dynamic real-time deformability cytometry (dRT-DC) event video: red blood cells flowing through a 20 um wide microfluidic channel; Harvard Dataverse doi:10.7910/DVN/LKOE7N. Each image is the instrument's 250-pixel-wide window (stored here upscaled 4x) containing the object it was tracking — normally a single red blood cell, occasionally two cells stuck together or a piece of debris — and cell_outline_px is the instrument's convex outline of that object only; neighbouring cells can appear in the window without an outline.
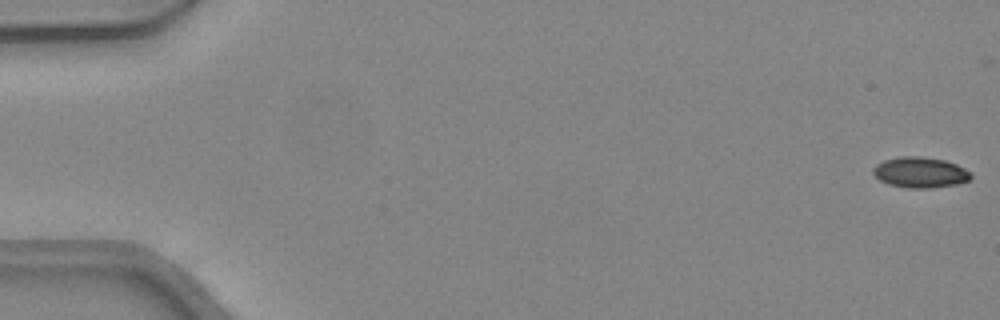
{"species": "common noctule bat (a hibernating species)", "species_latin": "Nyctalus noctula", "temperature_condition": "warm", "stored_images_in_passage": 48, "camera_frame_rate_fps": 3000, "um_per_image_px": 0.085, "animal": {"sex": "female", "body_mass_g": 24.6, "forearm_length_mm": 56.2}, "frame": {"image": 1, "passage_image": 1, "time_ms": 0.0, "image_size_px": [1000, 320], "cell_outline_px": [[972, 176], [968, 180], [956, 184], [928, 188], [908, 188], [888, 184], [880, 180], [872, 172], [872, 168], [876, 164], [884, 160], [900, 156], [920, 156], [944, 160], [956, 164], [972, 172]], "centroid_in_image_um": [78.2, 14.64], "position_along_channel_um": 6.8, "area_um2": 17.46}}
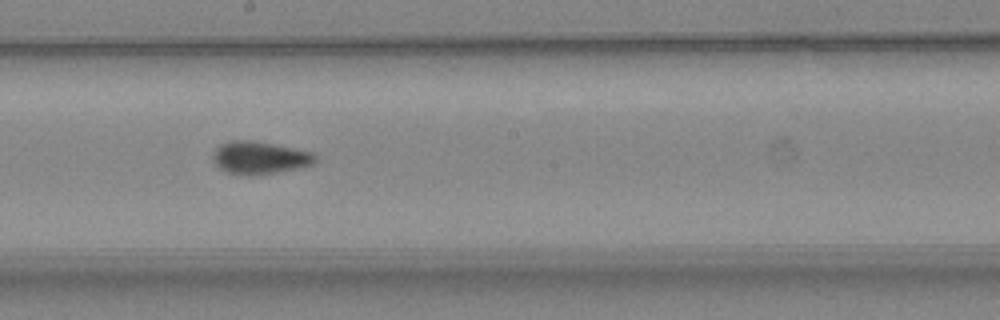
{"frame": {"image": 2, "passage_image": 27, "time_ms": 8.667, "image_size_px": [1000, 320], "cell_outline_px": [[316, 160], [312, 164], [300, 168], [252, 176], [248, 176], [228, 172], [220, 168], [212, 160], [212, 156], [216, 148], [220, 144], [232, 140], [248, 140], [272, 144], [312, 152], [316, 156]], "centroid_in_image_um": [22.05, 13.41], "position_along_channel_um": 226.2, "area_um2": 19.31}}
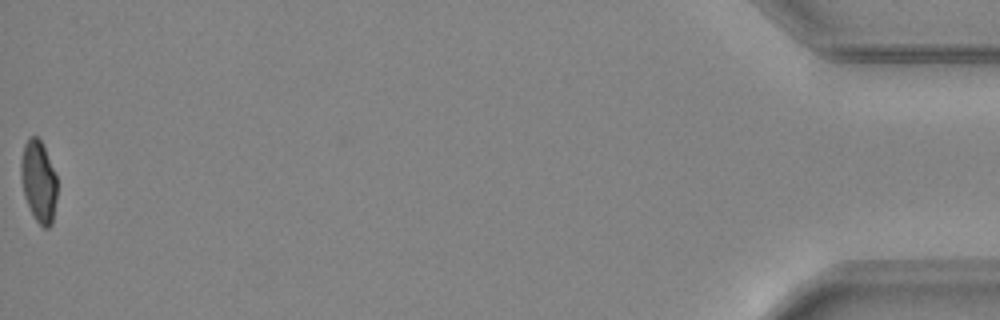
{"frame": {"image": 3, "passage_image": 48, "time_ms": 15.667, "image_size_px": [1000, 320], "cell_outline_px": [[56, 200], [52, 224], [48, 228], [44, 228], [36, 220], [24, 196], [20, 176], [20, 160], [24, 144], [28, 136], [36, 136], [40, 140], [44, 148], [56, 176]], "centroid_in_image_um": [3.26, 15.4], "position_along_channel_um": 431.9, "area_um2": 17.11}, "authors_computed_cell_mechanics": {"area_um2": 18.496, "velocity_mm_per_s": 4.386, "shape_relaxation_time_tau1_ms": 11.0881, "shape_relaxation_time_tau2_ms": 2.3281, "deformation_change_tau1": 0.2212, "deformation_change_tau2": 0.0412}}